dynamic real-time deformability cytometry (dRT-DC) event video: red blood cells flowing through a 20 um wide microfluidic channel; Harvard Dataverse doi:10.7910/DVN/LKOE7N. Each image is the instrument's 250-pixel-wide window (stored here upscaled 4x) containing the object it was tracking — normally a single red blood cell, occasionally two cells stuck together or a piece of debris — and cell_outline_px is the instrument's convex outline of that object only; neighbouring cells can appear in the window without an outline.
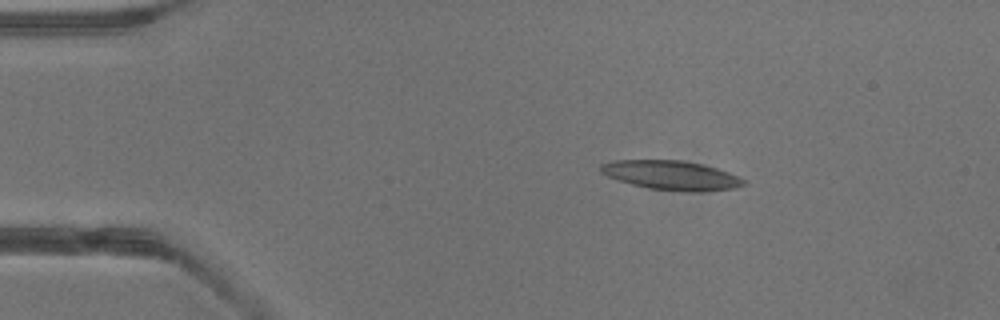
{"species": "common noctule bat (a hibernating species)", "species_latin": "Nyctalus noctula", "temperature_condition": "warm", "stored_images_in_passage": 2, "camera_frame_rate_fps": 3000, "um_per_image_px": 0.085, "animal": {"sex": "male", "body_mass_g": 13.3}, "frame": {"image": 1, "passage_image": 2, "time_ms": 0.333, "image_size_px": [1000, 320], "cell_outline_px": [[744, 184], [736, 188], [704, 192], [692, 192], [648, 188], [632, 184], [608, 176], [600, 172], [600, 164], [616, 160], [680, 160], [700, 164], [716, 168], [728, 172], [744, 180]], "centroid_in_image_um": [57.06, 14.9], "position_along_channel_um": 27.9, "area_um2": 24.1}}